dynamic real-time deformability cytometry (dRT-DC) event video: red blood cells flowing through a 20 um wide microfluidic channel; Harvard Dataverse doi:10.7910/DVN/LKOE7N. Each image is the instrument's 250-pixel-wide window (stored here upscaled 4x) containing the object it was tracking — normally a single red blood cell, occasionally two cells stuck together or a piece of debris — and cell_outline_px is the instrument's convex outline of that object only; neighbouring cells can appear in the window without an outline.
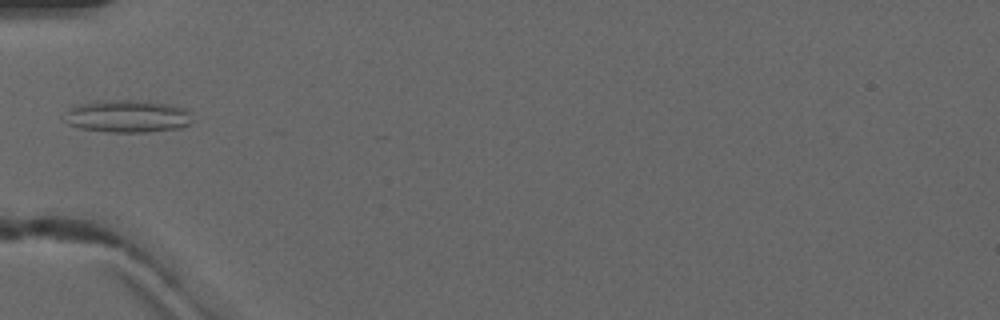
{"species": "common noctule bat (a hibernating species)", "species_latin": "Nyctalus noctula", "temperature_condition": "warm", "stored_images_in_passage": 4, "camera_frame_rate_fps": 3000, "um_per_image_px": 0.085, "animal": {"sex": "male", "forearm_length_mm": 52.5}, "frame": {"image": 1, "passage_image": 4, "time_ms": 3.667, "image_size_px": [1000, 320], "cell_outline_px": [[192, 120], [188, 124], [180, 128], [148, 132], [108, 132], [80, 128], [68, 124], [64, 112], [68, 108], [76, 104], [100, 100], [144, 100], [168, 104], [184, 108], [188, 112]], "centroid_in_image_um": [10.79, 9.87], "position_along_channel_um": 74.2, "area_um2": 24.39}}